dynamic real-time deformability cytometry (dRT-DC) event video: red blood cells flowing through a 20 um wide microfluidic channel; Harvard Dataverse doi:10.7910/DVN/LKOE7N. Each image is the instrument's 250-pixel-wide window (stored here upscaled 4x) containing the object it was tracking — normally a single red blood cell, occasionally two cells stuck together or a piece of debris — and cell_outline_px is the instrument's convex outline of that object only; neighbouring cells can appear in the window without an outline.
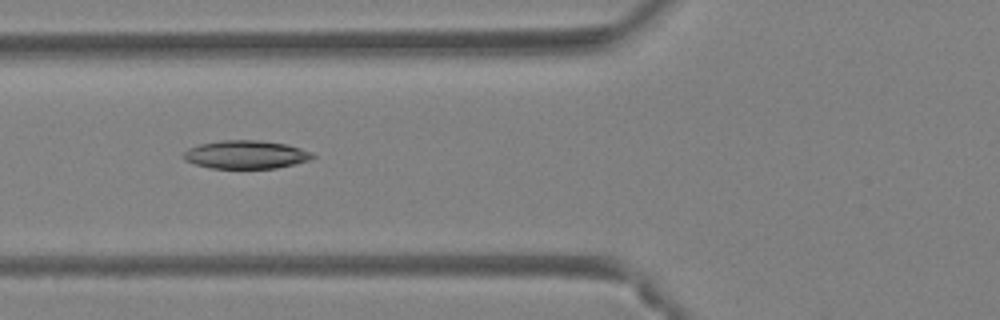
{"species": "Egyptian fruit bat (a non-hibernating species)", "species_latin": "Rousettus aegyptiacus", "temperature_condition": "warm", "stored_images_in_passage": 47, "camera_frame_rate_fps": 3000, "um_per_image_px": 0.085, "animal": {"sex": "female"}, "frame": {"image": 1, "passage_image": 19, "time_ms": 6.0, "image_size_px": [1000, 320], "cell_outline_px": [[316, 156], [312, 160], [276, 168], [212, 168], [196, 164], [184, 160], [184, 152], [188, 148], [200, 144], [224, 140], [260, 140], [284, 144], [300, 148], [312, 152]], "centroid_in_image_um": [20.93, 13.14], "position_along_channel_um": 104.9, "area_um2": 21.15}}
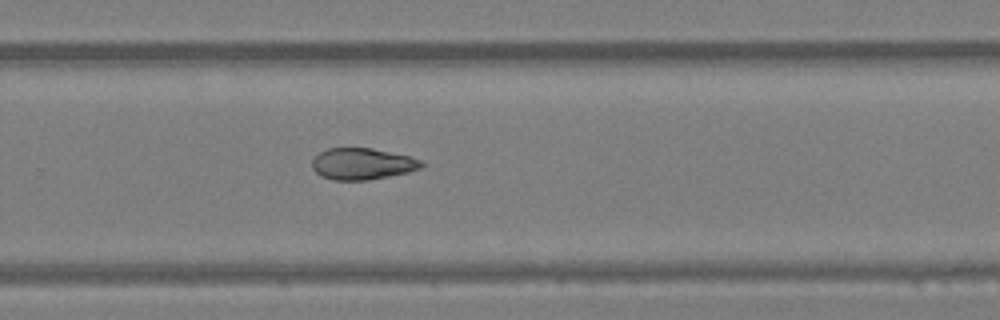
{"frame": {"image": 2, "passage_image": 32, "time_ms": 10.333, "image_size_px": [1000, 320], "cell_outline_px": [[424, 164], [420, 168], [408, 172], [368, 180], [332, 180], [320, 176], [312, 168], [312, 160], [320, 152], [328, 148], [372, 148], [408, 156], [420, 160]], "centroid_in_image_um": [30.76, 13.93], "position_along_channel_um": 299.0, "area_um2": 19.94}}
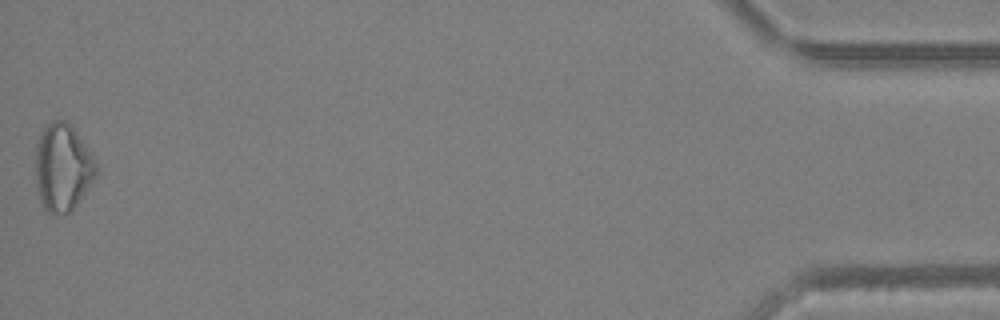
{"frame": {"image": 3, "passage_image": 47, "time_ms": 15.333, "image_size_px": [1000, 320], "cell_outline_px": [[96, 172], [72, 212], [48, 212], [44, 208], [40, 200], [36, 184], [36, 144], [40, 132], [52, 120], [64, 120], [72, 124], [92, 152], [96, 168]], "centroid_in_image_um": [5.31, 14.17], "position_along_channel_um": 429.9, "area_um2": 30.63}}